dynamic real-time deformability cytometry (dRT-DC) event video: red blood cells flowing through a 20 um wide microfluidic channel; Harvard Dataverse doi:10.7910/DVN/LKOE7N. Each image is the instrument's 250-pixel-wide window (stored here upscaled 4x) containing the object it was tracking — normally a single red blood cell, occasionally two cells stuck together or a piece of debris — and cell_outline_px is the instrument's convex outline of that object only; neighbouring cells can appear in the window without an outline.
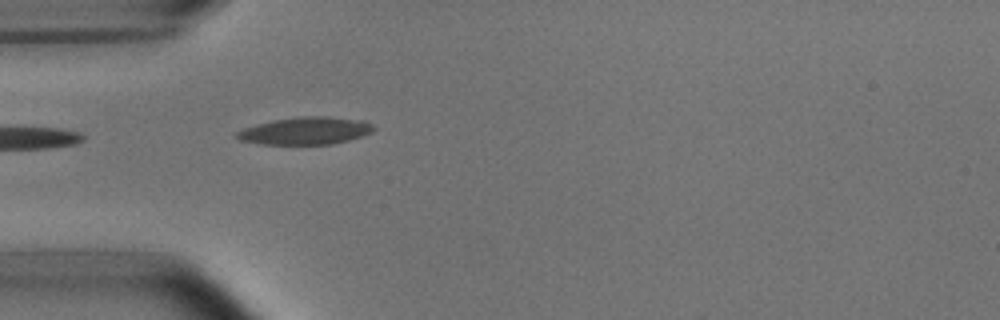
{"species": "common noctule bat (a hibernating species)", "species_latin": "Nyctalus noctula", "temperature_condition": "room temperature", "stored_images_in_passage": 2, "camera_frame_rate_fps": 3000, "um_per_image_px": 0.085, "animal": {"sex": "male", "body_mass_g": 15.6}, "frame": {"image": 1, "passage_image": 2, "time_ms": 0.333, "image_size_px": [1000, 320], "cell_outline_px": [[376, 128], [372, 132], [348, 140], [332, 144], [260, 144], [240, 140], [236, 136], [236, 132], [244, 128], [276, 120], [300, 116], [328, 116], [364, 120], [372, 124]], "centroid_in_image_um": [26.01, 11.11], "position_along_channel_um": 59.0, "area_um2": 21.68}}